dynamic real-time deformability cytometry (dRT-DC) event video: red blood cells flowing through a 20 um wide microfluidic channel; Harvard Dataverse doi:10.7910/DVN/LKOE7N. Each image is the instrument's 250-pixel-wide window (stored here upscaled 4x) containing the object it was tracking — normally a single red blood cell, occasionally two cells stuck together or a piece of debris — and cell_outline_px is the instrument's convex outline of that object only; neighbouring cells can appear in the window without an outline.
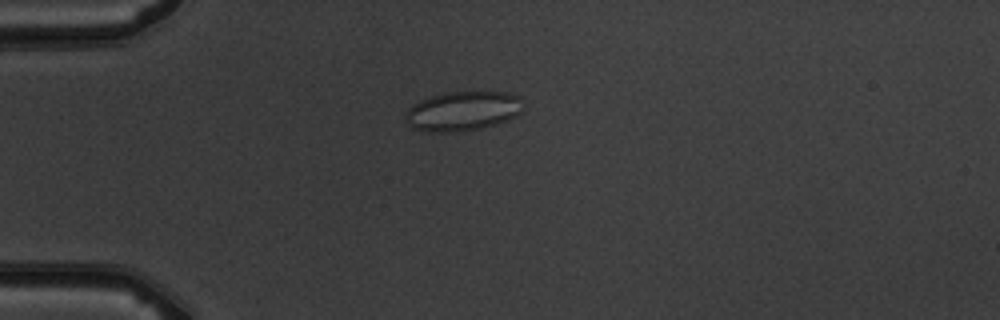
{"species": "common noctule bat (a hibernating species)", "species_latin": "Nyctalus noctula", "temperature_condition": "warm", "stored_images_in_passage": 6, "camera_frame_rate_fps": 3000, "um_per_image_px": 0.085, "animal": {"sex": "male", "body_mass_g": 19.5, "forearm_length_mm": 54.6}, "frame": {"image": 1, "passage_image": 4, "time_ms": 4.333, "image_size_px": [1000, 320], "cell_outline_px": [[524, 108], [516, 116], [508, 120], [496, 124], [464, 132], [424, 132], [412, 128], [404, 120], [404, 116], [408, 108], [412, 104], [420, 100], [444, 92], [508, 92], [520, 96]], "centroid_in_image_um": [39.32, 9.45], "position_along_channel_um": 45.7, "area_um2": 27.57}}
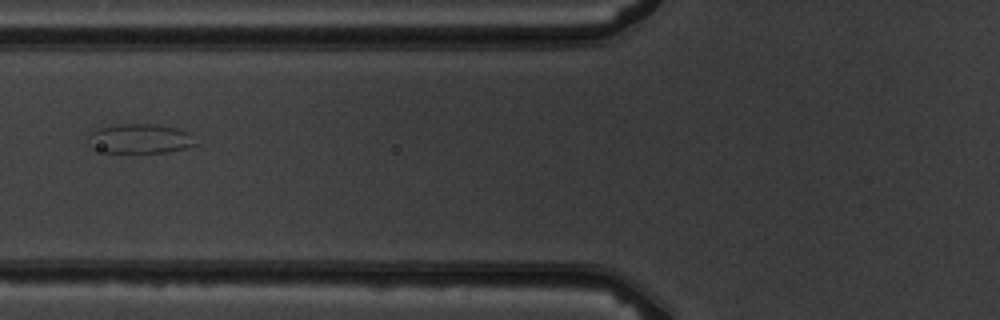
{"frame": {"image": 2, "passage_image": 6, "time_ms": 6.667, "image_size_px": [1000, 320], "cell_outline_px": [[200, 144], [168, 152], [104, 152], [88, 148], [88, 136], [96, 128], [116, 124], [156, 124], [176, 128], [188, 132]], "centroid_in_image_um": [11.86, 11.78], "position_along_channel_um": 113.9, "area_um2": 18.73}}